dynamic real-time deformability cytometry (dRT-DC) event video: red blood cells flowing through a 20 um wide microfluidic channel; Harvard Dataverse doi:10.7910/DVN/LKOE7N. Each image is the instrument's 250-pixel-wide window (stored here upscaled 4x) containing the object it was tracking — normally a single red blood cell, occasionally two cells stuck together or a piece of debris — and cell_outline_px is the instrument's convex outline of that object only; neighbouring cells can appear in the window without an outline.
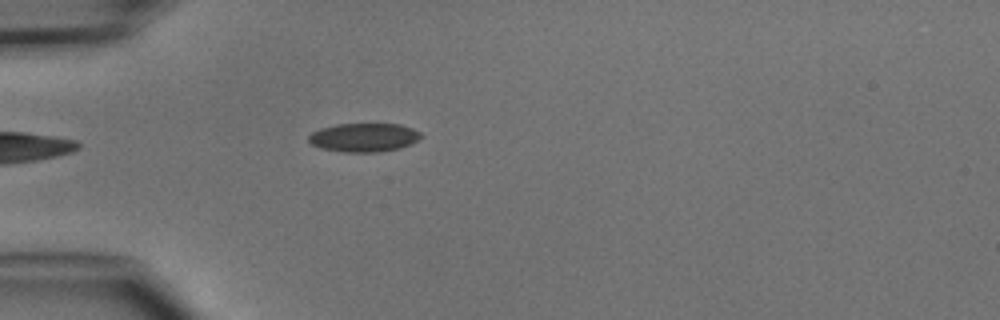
{"species": "common noctule bat (a hibernating species)", "species_latin": "Nyctalus noctula", "temperature_condition": "cold", "stored_images_in_passage": 4, "camera_frame_rate_fps": 3000, "um_per_image_px": 0.085, "animal": {"sex": "male", "body_mass_g": 15.6}, "frame": {"image": 1, "passage_image": 4, "time_ms": 3.667, "image_size_px": [1000, 320], "cell_outline_px": [[424, 136], [400, 148], [380, 152], [344, 152], [320, 148], [312, 144], [308, 140], [308, 136], [312, 132], [320, 128], [336, 124], [400, 124], [412, 128], [420, 132]], "centroid_in_image_um": [30.92, 11.68], "position_along_channel_um": 54.1, "area_um2": 18.79}}